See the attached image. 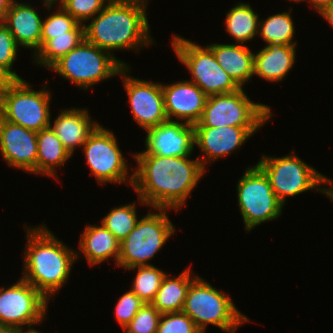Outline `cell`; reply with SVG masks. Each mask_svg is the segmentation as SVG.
Listing matches in <instances>:
<instances>
[{"instance_id":"cell-1","label":"cell","mask_w":333,"mask_h":333,"mask_svg":"<svg viewBox=\"0 0 333 333\" xmlns=\"http://www.w3.org/2000/svg\"><path fill=\"white\" fill-rule=\"evenodd\" d=\"M138 167L128 180L141 204L179 211L206 170L199 159L133 154Z\"/></svg>"},{"instance_id":"cell-2","label":"cell","mask_w":333,"mask_h":333,"mask_svg":"<svg viewBox=\"0 0 333 333\" xmlns=\"http://www.w3.org/2000/svg\"><path fill=\"white\" fill-rule=\"evenodd\" d=\"M144 0H110L84 26L85 40L109 53L152 45Z\"/></svg>"},{"instance_id":"cell-3","label":"cell","mask_w":333,"mask_h":333,"mask_svg":"<svg viewBox=\"0 0 333 333\" xmlns=\"http://www.w3.org/2000/svg\"><path fill=\"white\" fill-rule=\"evenodd\" d=\"M27 246L21 278L32 284L48 301L66 284L80 253L70 249L46 225L32 229L25 225ZM79 256V257H78ZM50 296V297H49Z\"/></svg>"},{"instance_id":"cell-4","label":"cell","mask_w":333,"mask_h":333,"mask_svg":"<svg viewBox=\"0 0 333 333\" xmlns=\"http://www.w3.org/2000/svg\"><path fill=\"white\" fill-rule=\"evenodd\" d=\"M210 283L197 276L191 283L185 298L183 312L204 333L208 324L219 327L228 333H234L250 319L239 311L229 295H225Z\"/></svg>"},{"instance_id":"cell-5","label":"cell","mask_w":333,"mask_h":333,"mask_svg":"<svg viewBox=\"0 0 333 333\" xmlns=\"http://www.w3.org/2000/svg\"><path fill=\"white\" fill-rule=\"evenodd\" d=\"M129 66L85 39L66 55L57 60L49 69L70 80L79 88L88 90L93 85L118 76L120 71Z\"/></svg>"},{"instance_id":"cell-6","label":"cell","mask_w":333,"mask_h":333,"mask_svg":"<svg viewBox=\"0 0 333 333\" xmlns=\"http://www.w3.org/2000/svg\"><path fill=\"white\" fill-rule=\"evenodd\" d=\"M139 219L134 229L120 242L117 266L128 269L148 263L165 245L175 232V227L167 215L166 208H154Z\"/></svg>"},{"instance_id":"cell-7","label":"cell","mask_w":333,"mask_h":333,"mask_svg":"<svg viewBox=\"0 0 333 333\" xmlns=\"http://www.w3.org/2000/svg\"><path fill=\"white\" fill-rule=\"evenodd\" d=\"M257 165L268 177L274 194L283 205L286 197L312 189L326 195L327 188L320 185L327 183V176L307 165L294 152L281 158L263 155Z\"/></svg>"},{"instance_id":"cell-8","label":"cell","mask_w":333,"mask_h":333,"mask_svg":"<svg viewBox=\"0 0 333 333\" xmlns=\"http://www.w3.org/2000/svg\"><path fill=\"white\" fill-rule=\"evenodd\" d=\"M271 108L250 100L243 88L228 94L210 95L194 126L261 127L273 115Z\"/></svg>"},{"instance_id":"cell-9","label":"cell","mask_w":333,"mask_h":333,"mask_svg":"<svg viewBox=\"0 0 333 333\" xmlns=\"http://www.w3.org/2000/svg\"><path fill=\"white\" fill-rule=\"evenodd\" d=\"M172 47L178 60L192 74V81L207 96L233 93L241 89L217 63L212 50L201 47L184 37L173 35Z\"/></svg>"},{"instance_id":"cell-10","label":"cell","mask_w":333,"mask_h":333,"mask_svg":"<svg viewBox=\"0 0 333 333\" xmlns=\"http://www.w3.org/2000/svg\"><path fill=\"white\" fill-rule=\"evenodd\" d=\"M50 99L46 86L35 91L25 80H16L0 99V116L25 129L39 132L52 125Z\"/></svg>"},{"instance_id":"cell-11","label":"cell","mask_w":333,"mask_h":333,"mask_svg":"<svg viewBox=\"0 0 333 333\" xmlns=\"http://www.w3.org/2000/svg\"><path fill=\"white\" fill-rule=\"evenodd\" d=\"M238 206L246 231L261 223L276 220L283 204L278 200L268 177L258 165L248 167L237 184Z\"/></svg>"},{"instance_id":"cell-12","label":"cell","mask_w":333,"mask_h":333,"mask_svg":"<svg viewBox=\"0 0 333 333\" xmlns=\"http://www.w3.org/2000/svg\"><path fill=\"white\" fill-rule=\"evenodd\" d=\"M48 300L28 281L20 278L9 288L0 287V325L23 330L42 323Z\"/></svg>"},{"instance_id":"cell-13","label":"cell","mask_w":333,"mask_h":333,"mask_svg":"<svg viewBox=\"0 0 333 333\" xmlns=\"http://www.w3.org/2000/svg\"><path fill=\"white\" fill-rule=\"evenodd\" d=\"M82 149L92 175L99 184L128 183V165L112 131L99 124Z\"/></svg>"},{"instance_id":"cell-14","label":"cell","mask_w":333,"mask_h":333,"mask_svg":"<svg viewBox=\"0 0 333 333\" xmlns=\"http://www.w3.org/2000/svg\"><path fill=\"white\" fill-rule=\"evenodd\" d=\"M129 70V66H125L119 76L123 77L135 121L145 131L166 122L168 118L165 112L162 84L127 76Z\"/></svg>"},{"instance_id":"cell-15","label":"cell","mask_w":333,"mask_h":333,"mask_svg":"<svg viewBox=\"0 0 333 333\" xmlns=\"http://www.w3.org/2000/svg\"><path fill=\"white\" fill-rule=\"evenodd\" d=\"M146 150L135 154L190 157L195 145L194 125L167 120L146 130Z\"/></svg>"},{"instance_id":"cell-16","label":"cell","mask_w":333,"mask_h":333,"mask_svg":"<svg viewBox=\"0 0 333 333\" xmlns=\"http://www.w3.org/2000/svg\"><path fill=\"white\" fill-rule=\"evenodd\" d=\"M261 127H209L194 126L195 145L204 153L198 157L202 167L206 170L205 164L213 162L218 158L228 156L240 148L250 136L254 135Z\"/></svg>"},{"instance_id":"cell-17","label":"cell","mask_w":333,"mask_h":333,"mask_svg":"<svg viewBox=\"0 0 333 333\" xmlns=\"http://www.w3.org/2000/svg\"><path fill=\"white\" fill-rule=\"evenodd\" d=\"M0 150L9 166L36 174V131L8 122L0 116Z\"/></svg>"},{"instance_id":"cell-18","label":"cell","mask_w":333,"mask_h":333,"mask_svg":"<svg viewBox=\"0 0 333 333\" xmlns=\"http://www.w3.org/2000/svg\"><path fill=\"white\" fill-rule=\"evenodd\" d=\"M168 120L180 119L194 125L200 120L208 96L192 81L162 84ZM174 118V119H173Z\"/></svg>"},{"instance_id":"cell-19","label":"cell","mask_w":333,"mask_h":333,"mask_svg":"<svg viewBox=\"0 0 333 333\" xmlns=\"http://www.w3.org/2000/svg\"><path fill=\"white\" fill-rule=\"evenodd\" d=\"M2 22L19 47L34 49L35 55L41 49L43 20L31 4L14 0Z\"/></svg>"},{"instance_id":"cell-20","label":"cell","mask_w":333,"mask_h":333,"mask_svg":"<svg viewBox=\"0 0 333 333\" xmlns=\"http://www.w3.org/2000/svg\"><path fill=\"white\" fill-rule=\"evenodd\" d=\"M58 114L54 125L50 127L62 145L73 155L75 148L82 147L99 123L91 120L86 109L70 108Z\"/></svg>"},{"instance_id":"cell-21","label":"cell","mask_w":333,"mask_h":333,"mask_svg":"<svg viewBox=\"0 0 333 333\" xmlns=\"http://www.w3.org/2000/svg\"><path fill=\"white\" fill-rule=\"evenodd\" d=\"M297 45H266L254 53L253 75L269 82L282 81L295 63Z\"/></svg>"},{"instance_id":"cell-22","label":"cell","mask_w":333,"mask_h":333,"mask_svg":"<svg viewBox=\"0 0 333 333\" xmlns=\"http://www.w3.org/2000/svg\"><path fill=\"white\" fill-rule=\"evenodd\" d=\"M217 63L242 88L253 77L254 52L245 44H210Z\"/></svg>"},{"instance_id":"cell-23","label":"cell","mask_w":333,"mask_h":333,"mask_svg":"<svg viewBox=\"0 0 333 333\" xmlns=\"http://www.w3.org/2000/svg\"><path fill=\"white\" fill-rule=\"evenodd\" d=\"M79 247L90 267L110 257L115 259L116 264L118 262L120 241L103 224L86 226L81 235Z\"/></svg>"},{"instance_id":"cell-24","label":"cell","mask_w":333,"mask_h":333,"mask_svg":"<svg viewBox=\"0 0 333 333\" xmlns=\"http://www.w3.org/2000/svg\"><path fill=\"white\" fill-rule=\"evenodd\" d=\"M190 267L177 277L166 274L151 304L161 313H173L183 310L190 283L197 277L191 274Z\"/></svg>"},{"instance_id":"cell-25","label":"cell","mask_w":333,"mask_h":333,"mask_svg":"<svg viewBox=\"0 0 333 333\" xmlns=\"http://www.w3.org/2000/svg\"><path fill=\"white\" fill-rule=\"evenodd\" d=\"M71 156L51 127L37 132L36 175L58 179L56 167L64 165Z\"/></svg>"},{"instance_id":"cell-26","label":"cell","mask_w":333,"mask_h":333,"mask_svg":"<svg viewBox=\"0 0 333 333\" xmlns=\"http://www.w3.org/2000/svg\"><path fill=\"white\" fill-rule=\"evenodd\" d=\"M226 14V30L238 44L251 41L258 34L259 16L249 3L239 2Z\"/></svg>"},{"instance_id":"cell-27","label":"cell","mask_w":333,"mask_h":333,"mask_svg":"<svg viewBox=\"0 0 333 333\" xmlns=\"http://www.w3.org/2000/svg\"><path fill=\"white\" fill-rule=\"evenodd\" d=\"M294 23L290 12H281L259 20L258 35L267 45H296Z\"/></svg>"},{"instance_id":"cell-28","label":"cell","mask_w":333,"mask_h":333,"mask_svg":"<svg viewBox=\"0 0 333 333\" xmlns=\"http://www.w3.org/2000/svg\"><path fill=\"white\" fill-rule=\"evenodd\" d=\"M84 39V31H68V35L54 36L34 55V62L49 69Z\"/></svg>"},{"instance_id":"cell-29","label":"cell","mask_w":333,"mask_h":333,"mask_svg":"<svg viewBox=\"0 0 333 333\" xmlns=\"http://www.w3.org/2000/svg\"><path fill=\"white\" fill-rule=\"evenodd\" d=\"M138 270L131 290L145 303H151L167 273L154 265L135 266L126 270Z\"/></svg>"},{"instance_id":"cell-30","label":"cell","mask_w":333,"mask_h":333,"mask_svg":"<svg viewBox=\"0 0 333 333\" xmlns=\"http://www.w3.org/2000/svg\"><path fill=\"white\" fill-rule=\"evenodd\" d=\"M136 202L124 206L113 207L101 220L102 224L120 242L134 229L137 221Z\"/></svg>"},{"instance_id":"cell-31","label":"cell","mask_w":333,"mask_h":333,"mask_svg":"<svg viewBox=\"0 0 333 333\" xmlns=\"http://www.w3.org/2000/svg\"><path fill=\"white\" fill-rule=\"evenodd\" d=\"M84 26L60 7L42 22L41 48L54 36L68 35V31H84Z\"/></svg>"},{"instance_id":"cell-32","label":"cell","mask_w":333,"mask_h":333,"mask_svg":"<svg viewBox=\"0 0 333 333\" xmlns=\"http://www.w3.org/2000/svg\"><path fill=\"white\" fill-rule=\"evenodd\" d=\"M160 316L161 313L151 303H145L123 329L124 333H156Z\"/></svg>"},{"instance_id":"cell-33","label":"cell","mask_w":333,"mask_h":333,"mask_svg":"<svg viewBox=\"0 0 333 333\" xmlns=\"http://www.w3.org/2000/svg\"><path fill=\"white\" fill-rule=\"evenodd\" d=\"M156 333H202L183 311L161 314Z\"/></svg>"},{"instance_id":"cell-34","label":"cell","mask_w":333,"mask_h":333,"mask_svg":"<svg viewBox=\"0 0 333 333\" xmlns=\"http://www.w3.org/2000/svg\"><path fill=\"white\" fill-rule=\"evenodd\" d=\"M110 0H68L61 7L80 24L100 13Z\"/></svg>"},{"instance_id":"cell-35","label":"cell","mask_w":333,"mask_h":333,"mask_svg":"<svg viewBox=\"0 0 333 333\" xmlns=\"http://www.w3.org/2000/svg\"><path fill=\"white\" fill-rule=\"evenodd\" d=\"M18 47L8 28L3 22H0V66L6 69L16 80L22 79L11 68L17 57Z\"/></svg>"},{"instance_id":"cell-36","label":"cell","mask_w":333,"mask_h":333,"mask_svg":"<svg viewBox=\"0 0 333 333\" xmlns=\"http://www.w3.org/2000/svg\"><path fill=\"white\" fill-rule=\"evenodd\" d=\"M145 304L132 290L125 292L116 303L115 317L124 329Z\"/></svg>"},{"instance_id":"cell-37","label":"cell","mask_w":333,"mask_h":333,"mask_svg":"<svg viewBox=\"0 0 333 333\" xmlns=\"http://www.w3.org/2000/svg\"><path fill=\"white\" fill-rule=\"evenodd\" d=\"M16 79L3 67L0 66V99Z\"/></svg>"},{"instance_id":"cell-38","label":"cell","mask_w":333,"mask_h":333,"mask_svg":"<svg viewBox=\"0 0 333 333\" xmlns=\"http://www.w3.org/2000/svg\"><path fill=\"white\" fill-rule=\"evenodd\" d=\"M311 2L312 8L321 13L326 7L333 4V0H306Z\"/></svg>"},{"instance_id":"cell-39","label":"cell","mask_w":333,"mask_h":333,"mask_svg":"<svg viewBox=\"0 0 333 333\" xmlns=\"http://www.w3.org/2000/svg\"><path fill=\"white\" fill-rule=\"evenodd\" d=\"M13 1L14 0H0V22L4 20Z\"/></svg>"},{"instance_id":"cell-40","label":"cell","mask_w":333,"mask_h":333,"mask_svg":"<svg viewBox=\"0 0 333 333\" xmlns=\"http://www.w3.org/2000/svg\"><path fill=\"white\" fill-rule=\"evenodd\" d=\"M333 28V4L326 7L321 13H319Z\"/></svg>"},{"instance_id":"cell-41","label":"cell","mask_w":333,"mask_h":333,"mask_svg":"<svg viewBox=\"0 0 333 333\" xmlns=\"http://www.w3.org/2000/svg\"><path fill=\"white\" fill-rule=\"evenodd\" d=\"M44 1V6L47 8L48 11L49 9L53 8L52 5L56 4V2L60 3L59 7H61L66 1L68 0H42Z\"/></svg>"},{"instance_id":"cell-42","label":"cell","mask_w":333,"mask_h":333,"mask_svg":"<svg viewBox=\"0 0 333 333\" xmlns=\"http://www.w3.org/2000/svg\"><path fill=\"white\" fill-rule=\"evenodd\" d=\"M20 331L18 328L0 325V333H20Z\"/></svg>"},{"instance_id":"cell-43","label":"cell","mask_w":333,"mask_h":333,"mask_svg":"<svg viewBox=\"0 0 333 333\" xmlns=\"http://www.w3.org/2000/svg\"><path fill=\"white\" fill-rule=\"evenodd\" d=\"M327 185H332L326 189V195L333 201V180L331 181L329 178H327Z\"/></svg>"},{"instance_id":"cell-44","label":"cell","mask_w":333,"mask_h":333,"mask_svg":"<svg viewBox=\"0 0 333 333\" xmlns=\"http://www.w3.org/2000/svg\"><path fill=\"white\" fill-rule=\"evenodd\" d=\"M20 333H41V332L32 328V329H27V331L21 330Z\"/></svg>"},{"instance_id":"cell-45","label":"cell","mask_w":333,"mask_h":333,"mask_svg":"<svg viewBox=\"0 0 333 333\" xmlns=\"http://www.w3.org/2000/svg\"><path fill=\"white\" fill-rule=\"evenodd\" d=\"M290 1H294L295 3H298L300 1H302V2L304 1L305 2L306 0H290Z\"/></svg>"}]
</instances>
